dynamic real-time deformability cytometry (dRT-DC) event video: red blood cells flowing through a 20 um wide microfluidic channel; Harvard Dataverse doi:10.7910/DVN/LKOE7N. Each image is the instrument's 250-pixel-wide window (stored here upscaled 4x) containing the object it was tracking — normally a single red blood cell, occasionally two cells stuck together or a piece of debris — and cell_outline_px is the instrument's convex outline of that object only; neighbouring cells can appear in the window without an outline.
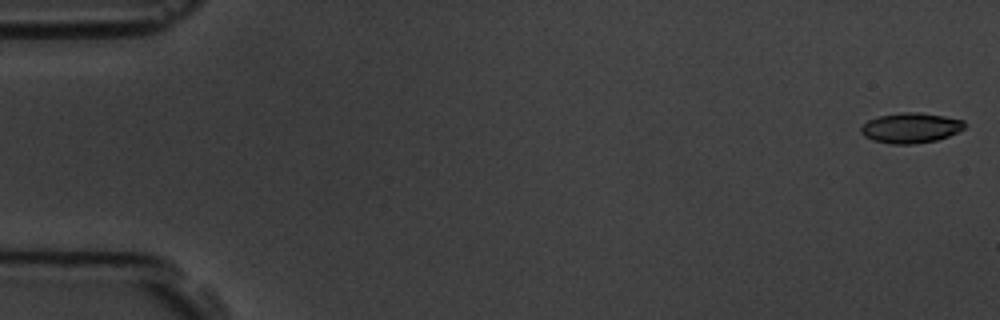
{"species": "common noctule bat (a hibernating species)", "species_latin": "Nyctalus noctula", "temperature_condition": "room temperature", "stored_images_in_passage": 6, "camera_frame_rate_fps": 3000, "um_per_image_px": 0.085, "animal": {"sex": "male", "body_mass_g": 19.5, "forearm_length_mm": 54.6}, "frame": {"image": 1, "passage_image": 1, "time_ms": 0.0, "image_size_px": [1000, 320], "cell_outline_px": [[964, 128], [948, 136], [936, 140], [912, 144], [892, 144], [872, 140], [864, 136], [860, 132], [860, 128], [868, 120], [880, 116], [900, 112], [920, 112], [944, 116], [964, 120]], "centroid_in_image_um": [77.38, 10.86], "position_along_channel_um": 7.6, "area_um2": 18.15}}
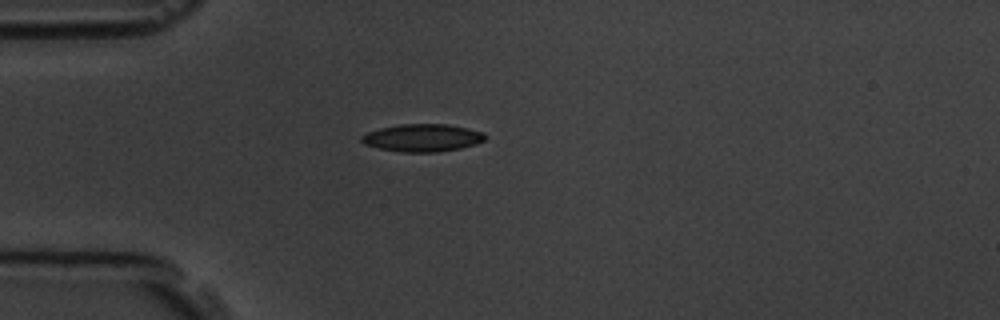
{"frame": {"image": 2, "passage_image": 5, "time_ms": 4.667, "image_size_px": [1000, 320], "cell_outline_px": [[484, 140], [476, 144], [460, 148], [436, 152], [400, 152], [380, 148], [364, 144], [360, 140], [360, 136], [368, 132], [380, 128], [400, 124], [448, 124], [468, 128], [484, 132]], "centroid_in_image_um": [35.9, 11.71], "position_along_channel_um": 49.1, "area_um2": 19.83}}